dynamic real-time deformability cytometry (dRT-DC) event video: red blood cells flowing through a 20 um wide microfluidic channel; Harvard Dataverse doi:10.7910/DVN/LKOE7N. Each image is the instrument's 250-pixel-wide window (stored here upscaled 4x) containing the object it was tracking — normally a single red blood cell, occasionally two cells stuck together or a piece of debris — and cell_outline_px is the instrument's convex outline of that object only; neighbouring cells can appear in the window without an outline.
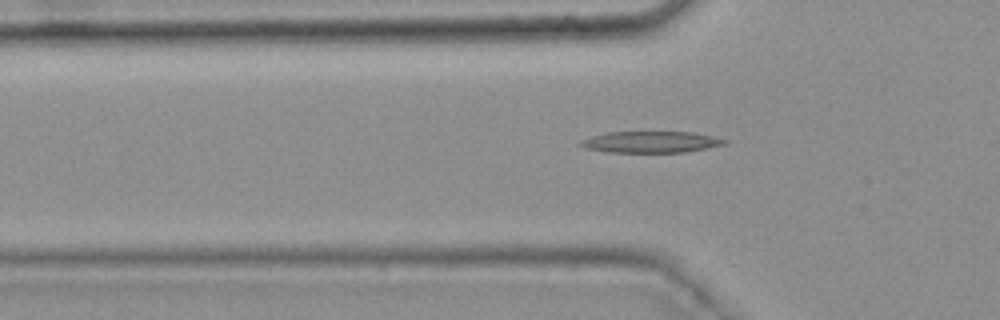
{"species": "common noctule bat (a hibernating species)", "species_latin": "Nyctalus noctula", "temperature_condition": "warm", "stored_images_in_passage": 49, "camera_frame_rate_fps": 3000, "um_per_image_px": 0.085, "animal": {"sex": "female", "body_mass_g": 25.1}, "frame": {"image": 1, "passage_image": 18, "time_ms": 5.667, "image_size_px": [1000, 320], "cell_outline_px": [[728, 144], [708, 148], [684, 152], [608, 152], [584, 148], [576, 144], [592, 136], [608, 132], [692, 132], [712, 136], [728, 140]], "centroid_in_image_um": [55.35, 12.07], "position_along_channel_um": 70.5, "area_um2": 17.92}}
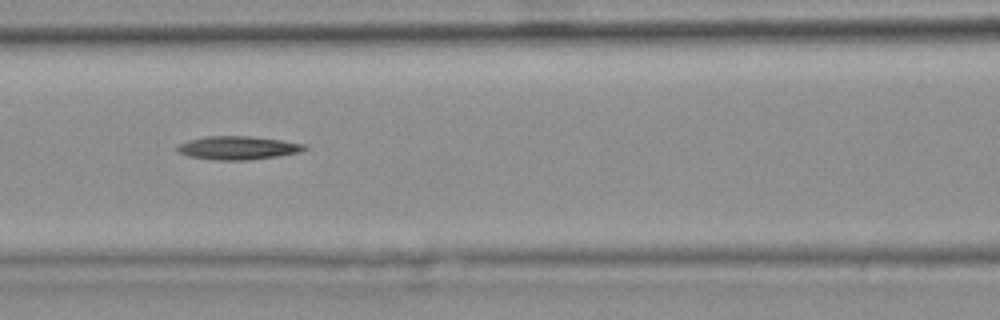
{"frame": {"image": 2, "passage_image": 24, "time_ms": 7.667, "image_size_px": [1000, 320], "cell_outline_px": [[308, 148], [300, 152], [276, 156], [248, 160], [216, 160], [188, 156], [176, 152], [176, 144], [188, 140], [208, 136], [248, 136], [280, 140], [308, 144]], "centroid_in_image_um": [20.19, 12.56], "position_along_channel_um": 146.4, "area_um2": 17.46}}
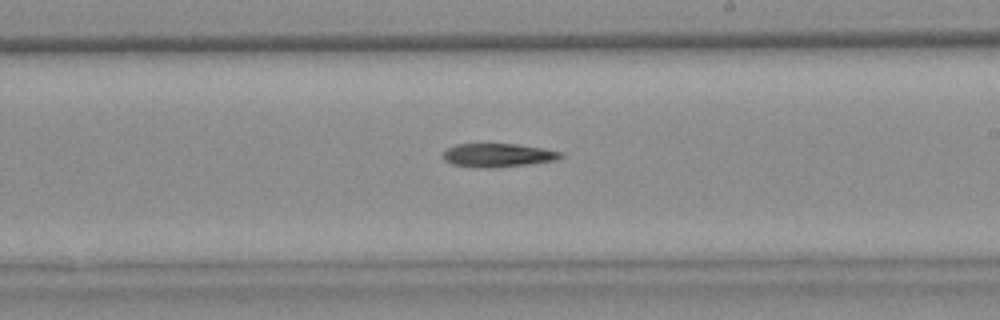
{"frame": {"image": 3, "passage_image": 32, "time_ms": 10.333, "image_size_px": [1000, 320], "cell_outline_px": [[564, 156], [556, 160], [528, 164], [496, 168], [484, 168], [452, 164], [444, 160], [440, 156], [448, 148], [456, 144], [516, 144], [544, 148], [564, 152]], "centroid_in_image_um": [42.34, 13.19], "position_along_channel_um": 246.7, "area_um2": 16.3}}